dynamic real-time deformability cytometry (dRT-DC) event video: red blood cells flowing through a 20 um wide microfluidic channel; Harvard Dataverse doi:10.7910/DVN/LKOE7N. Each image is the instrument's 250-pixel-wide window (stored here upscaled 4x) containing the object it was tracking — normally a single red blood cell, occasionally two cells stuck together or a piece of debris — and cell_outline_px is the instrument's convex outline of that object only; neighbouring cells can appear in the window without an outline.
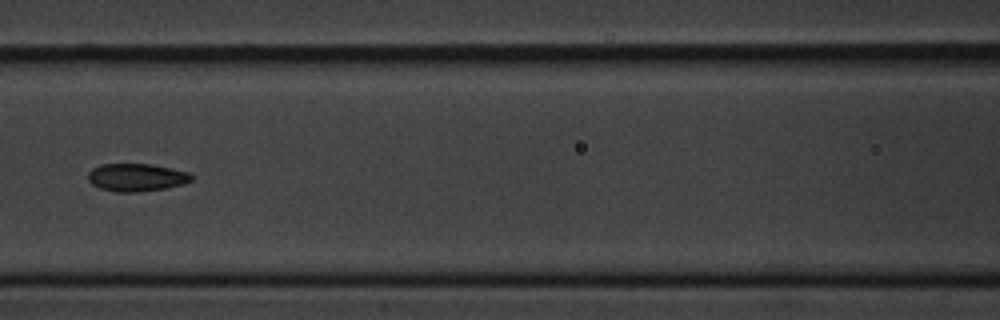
{"species": "common noctule bat (a hibernating species)", "species_latin": "Nyctalus noctula", "temperature_condition": "cold", "stored_images_in_passage": 11, "camera_frame_rate_fps": 3000, "um_per_image_px": 0.085, "animal": {"sex": "male", "body_mass_g": 20.1, "forearm_length_mm": 53.5}, "frame": {"image": 1, "passage_image": 7, "time_ms": 8.0, "image_size_px": [1000, 320], "cell_outline_px": [[196, 176], [192, 180], [168, 188], [136, 192], [116, 192], [100, 188], [92, 184], [88, 180], [88, 172], [92, 168], [100, 164], [152, 164], [172, 168], [188, 172]], "centroid_in_image_um": [11.61, 15.07], "position_along_channel_um": 155.0, "area_um2": 16.88}}
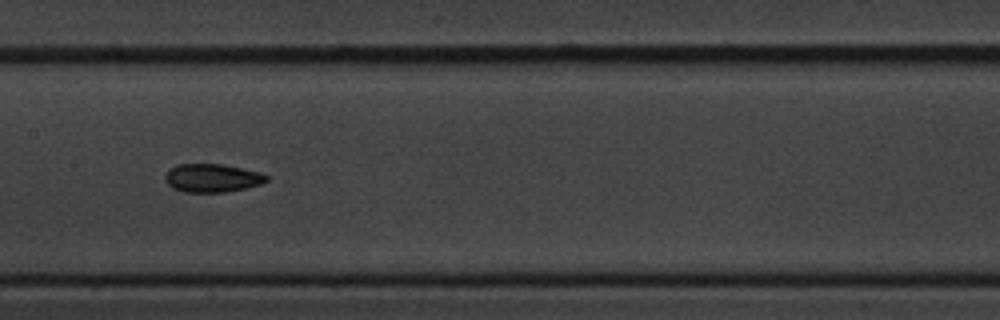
{"frame": {"image": 2, "passage_image": 8, "time_ms": 9.0, "image_size_px": [1000, 320], "cell_outline_px": [[268, 180], [260, 184], [244, 188], [224, 192], [184, 192], [172, 188], [164, 180], [164, 176], [176, 164], [220, 164], [260, 172], [268, 176]], "centroid_in_image_um": [18.01, 15.13], "position_along_channel_um": 189.4, "area_um2": 16.59}}
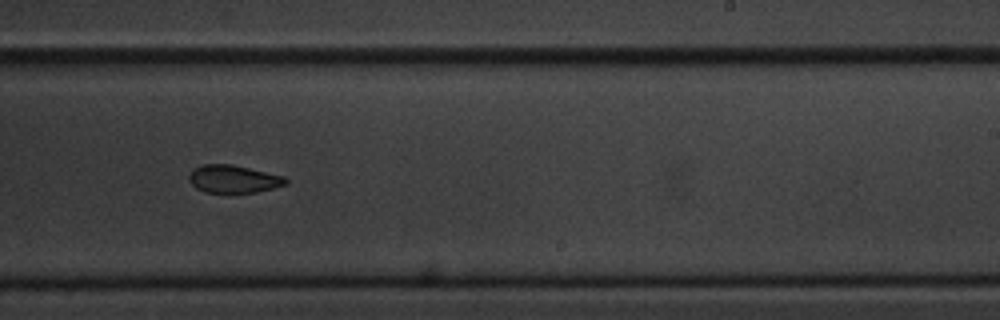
{"frame": {"image": 3, "passage_image": 10, "time_ms": 11.333, "image_size_px": [1000, 320], "cell_outline_px": [[288, 184], [256, 192], [204, 192], [196, 188], [188, 180], [188, 176], [192, 168], [200, 164], [232, 164], [284, 176], [288, 180]], "centroid_in_image_um": [19.81, 15.2], "position_along_channel_um": 269.2, "area_um2": 15.72}}